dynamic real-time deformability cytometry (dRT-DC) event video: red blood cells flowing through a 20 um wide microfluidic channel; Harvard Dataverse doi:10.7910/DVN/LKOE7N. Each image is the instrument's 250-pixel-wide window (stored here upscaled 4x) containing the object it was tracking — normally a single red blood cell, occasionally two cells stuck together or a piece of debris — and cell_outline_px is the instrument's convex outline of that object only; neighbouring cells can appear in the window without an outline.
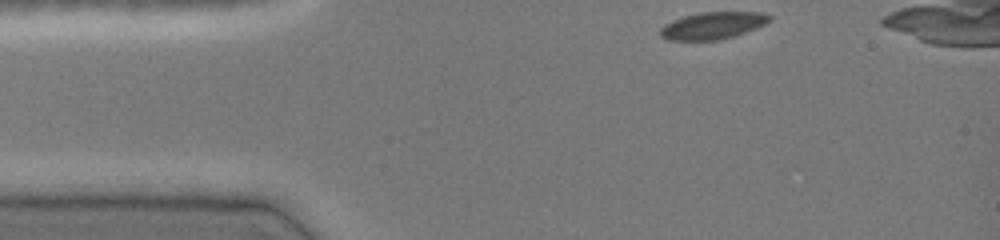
{"species": "common noctule bat (a hibernating species)", "species_latin": "Nyctalus noctula", "temperature_condition": "cold", "stored_images_in_passage": 36, "camera_frame_rate_fps": 3000, "um_per_image_px": 0.085, "animal": {"sex": "female", "body_mass_g": 19.0, "forearm_length_mm": 51.5}, "frame": {"image": 1, "passage_image": 1, "time_ms": 0.0, "image_size_px": [1000, 240], "cell_outline_px": [[772, 20], [756, 28], [720, 40], [668, 40], [660, 36], [660, 28], [664, 24], [672, 20], [684, 16], [700, 12], [764, 12], [772, 16]], "centroid_in_image_um": [60.58, 2.16], "position_along_channel_um": 24.4, "area_um2": 17.28}}
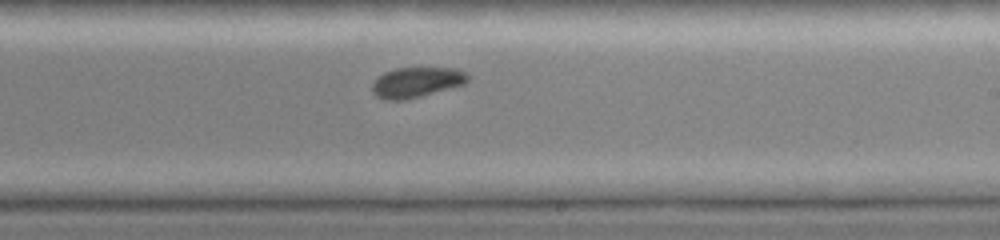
{"frame": {"image": 2, "passage_image": 22, "time_ms": 7.0, "image_size_px": [1000, 240], "cell_outline_px": [[468, 80], [464, 84], [420, 96], [404, 100], [384, 100], [376, 96], [372, 92], [372, 84], [384, 72], [396, 68], [456, 68], [464, 72], [468, 76]], "centroid_in_image_um": [35.37, 6.99], "position_along_channel_um": 253.6, "area_um2": 16.65}}
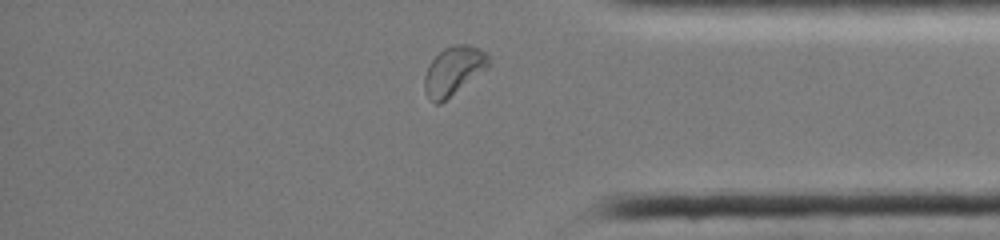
{"frame": {"image": 3, "passage_image": 33, "time_ms": 10.667, "image_size_px": [1000, 240], "cell_outline_px": [[492, 64], [488, 68], [440, 104], [436, 104], [428, 96], [424, 88], [424, 76], [432, 60], [444, 48], [456, 44], [468, 44], [480, 48], [488, 52]], "centroid_in_image_um": [38.61, 5.99], "position_along_channel_um": 396.6, "area_um2": 18.21}, "authors_computed_cell_mechanics": {"area_um2": 17.8602, "velocity_mm_per_s": 4.0075, "shape_relaxation_time_tau1_ms": null, "shape_relaxation_time_tau2_ms": 6.8164, "deformation_change_tau1": null, "deformation_change_tau2": 0.063}}